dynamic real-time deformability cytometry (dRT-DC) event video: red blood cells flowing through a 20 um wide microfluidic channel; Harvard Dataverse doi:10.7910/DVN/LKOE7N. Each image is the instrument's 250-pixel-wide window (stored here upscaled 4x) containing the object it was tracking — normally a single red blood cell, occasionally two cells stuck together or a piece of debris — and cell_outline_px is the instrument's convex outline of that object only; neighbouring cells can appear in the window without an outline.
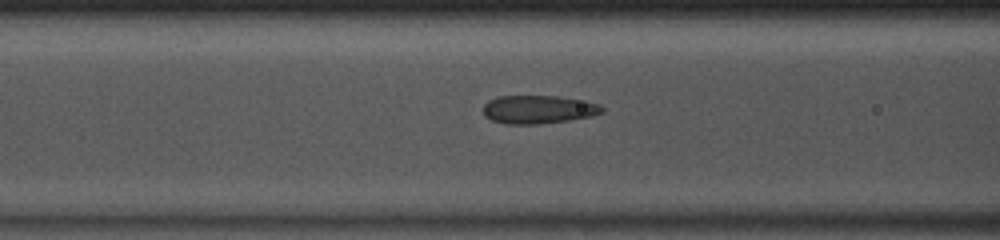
{"species": "common noctule bat (a hibernating species)", "species_latin": "Nyctalus noctula", "temperature_condition": "room temperature", "stored_images_in_passage": 30, "camera_frame_rate_fps": 3000, "um_per_image_px": 0.085, "animal": {"sex": "male", "body_mass_g": 13.0, "forearm_length_mm": 53.1}, "frame": {"image": 1, "passage_image": 5, "time_ms": 1.333, "image_size_px": [1000, 240], "cell_outline_px": [[604, 112], [592, 116], [568, 120], [536, 124], [508, 124], [492, 120], [484, 116], [484, 104], [488, 100], [496, 96], [556, 96], [600, 104], [604, 108]], "centroid_in_image_um": [45.74, 9.3], "position_along_channel_um": 120.9, "area_um2": 19.48}}
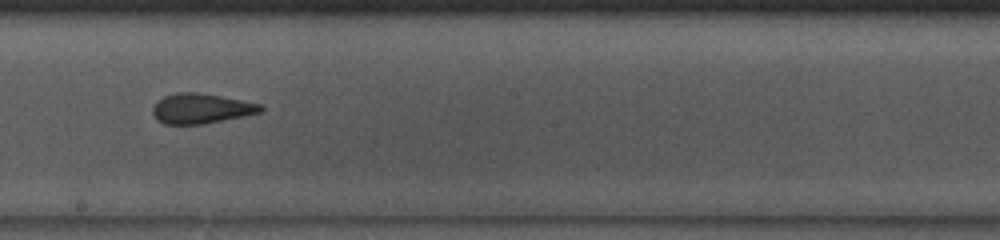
{"frame": {"image": 2, "passage_image": 13, "time_ms": 4.0, "image_size_px": [1000, 240], "cell_outline_px": [[264, 112], [204, 124], [164, 124], [156, 120], [152, 112], [152, 108], [156, 100], [164, 96], [176, 92], [196, 92], [220, 96], [264, 104]], "centroid_in_image_um": [17.1, 9.22], "position_along_channel_um": 231.1, "area_um2": 19.19}}
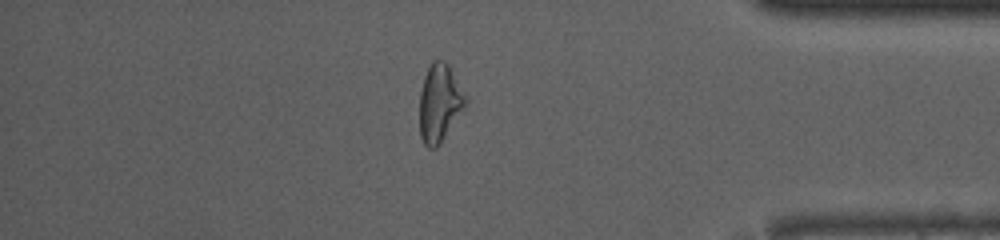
{"frame": {"image": 3, "passage_image": 27, "time_ms": 8.667, "image_size_px": [1000, 240], "cell_outline_px": [[468, 100], [464, 108], [440, 144], [436, 148], [428, 148], [424, 144], [420, 136], [420, 92], [424, 76], [432, 60], [444, 60], [448, 64]], "centroid_in_image_um": [37.35, 8.76], "position_along_channel_um": 397.8, "area_um2": 20.69}}